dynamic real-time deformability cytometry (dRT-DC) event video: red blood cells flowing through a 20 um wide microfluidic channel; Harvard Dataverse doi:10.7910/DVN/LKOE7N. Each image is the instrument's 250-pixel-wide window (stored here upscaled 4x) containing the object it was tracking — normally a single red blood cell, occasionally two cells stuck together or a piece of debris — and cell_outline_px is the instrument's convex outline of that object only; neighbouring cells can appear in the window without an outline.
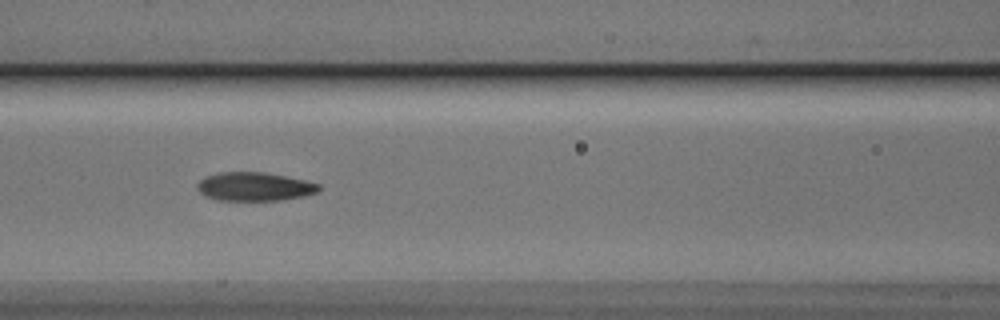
{"species": "Egyptian fruit bat (a non-hibernating species)", "species_latin": "Rousettus aegyptiacus", "temperature_condition": "cold", "stored_images_in_passage": 27, "camera_frame_rate_fps": 3000, "um_per_image_px": 0.085, "animal": {"sex": "male"}, "frame": {"image": 1, "passage_image": 12, "time_ms": 3.667, "image_size_px": [1000, 320], "cell_outline_px": [[320, 188], [316, 192], [304, 196], [280, 200], [216, 200], [204, 196], [196, 188], [196, 184], [204, 176], [220, 172], [264, 172], [304, 180], [320, 184]], "centroid_in_image_um": [21.58, 15.86], "position_along_channel_um": 145.0, "area_um2": 20.29}}